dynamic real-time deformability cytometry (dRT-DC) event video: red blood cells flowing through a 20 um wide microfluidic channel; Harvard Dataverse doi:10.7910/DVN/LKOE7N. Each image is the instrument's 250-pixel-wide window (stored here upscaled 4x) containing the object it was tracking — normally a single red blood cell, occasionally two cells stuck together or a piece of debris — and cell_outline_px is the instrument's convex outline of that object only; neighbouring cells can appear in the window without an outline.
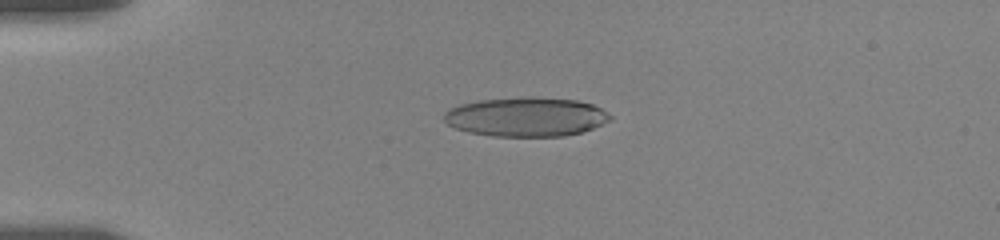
{"species": "human", "species_latin": "Homo sapiens", "temperature_condition": "room temperature", "stored_images_in_passage": 55, "camera_frame_rate_fps": 3000, "um_per_image_px": 0.085, "donor": {"sex": "female"}, "frame": {"image": 1, "passage_image": 11, "time_ms": 4.333, "image_size_px": [1000, 240], "cell_outline_px": [[612, 120], [592, 128], [580, 132], [564, 136], [492, 136], [468, 132], [456, 128], [448, 124], [444, 120], [444, 112], [448, 108], [460, 104], [480, 100], [524, 96], [532, 96], [576, 100], [592, 104], [608, 112], [612, 116]], "centroid_in_image_um": [44.71, 9.92], "position_along_channel_um": 40.3, "area_um2": 38.21}}
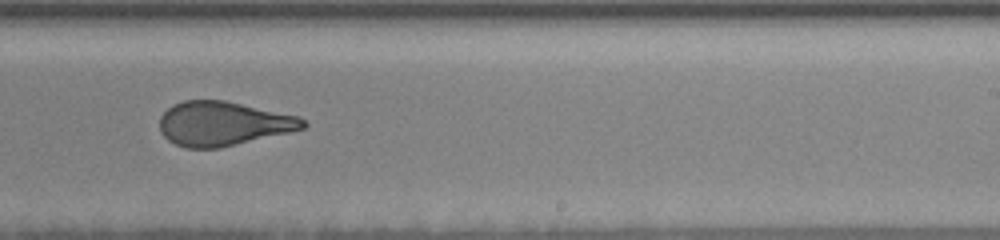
{"frame": {"image": 2, "passage_image": 29, "time_ms": 11.667, "image_size_px": [1000, 240], "cell_outline_px": [[308, 124], [304, 128], [288, 132], [220, 148], [184, 148], [168, 140], [160, 132], [160, 116], [172, 104], [184, 100], [224, 100], [300, 116]], "centroid_in_image_um": [18.94, 10.5], "position_along_channel_um": 270.1, "area_um2": 36.93}}
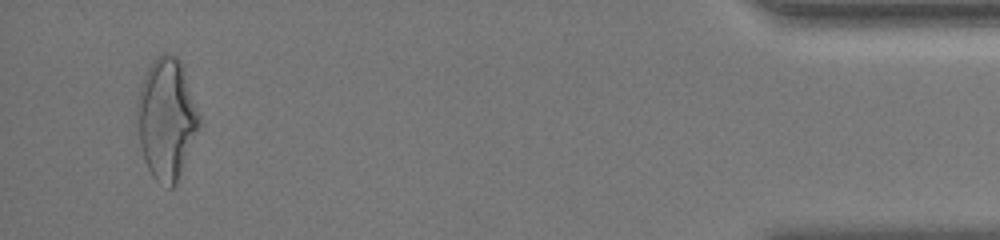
{"frame": {"image": 3, "passage_image": 51, "time_ms": 17.667, "image_size_px": [1000, 240], "cell_outline_px": [[200, 124], [176, 184], [172, 188], [168, 188], [156, 180], [152, 176], [144, 160], [140, 144], [136, 112], [136, 100], [144, 76], [148, 68], [156, 56], [164, 52], [168, 52], [176, 56], [180, 60], [184, 68], [200, 120]], "centroid_in_image_um": [14.13, 10.07], "position_along_channel_um": 421.1, "area_um2": 43.52}, "authors_computed_cell_mechanics": {"area_um2": 38.3214, "velocity_mm_per_s": 3.6302, "shape_relaxation_time_tau1_ms": 8.3788, "shape_relaxation_time_tau2_ms": 1.2092, "deformation_change_tau1": 0.2439, "deformation_change_tau2": 0.1031}}